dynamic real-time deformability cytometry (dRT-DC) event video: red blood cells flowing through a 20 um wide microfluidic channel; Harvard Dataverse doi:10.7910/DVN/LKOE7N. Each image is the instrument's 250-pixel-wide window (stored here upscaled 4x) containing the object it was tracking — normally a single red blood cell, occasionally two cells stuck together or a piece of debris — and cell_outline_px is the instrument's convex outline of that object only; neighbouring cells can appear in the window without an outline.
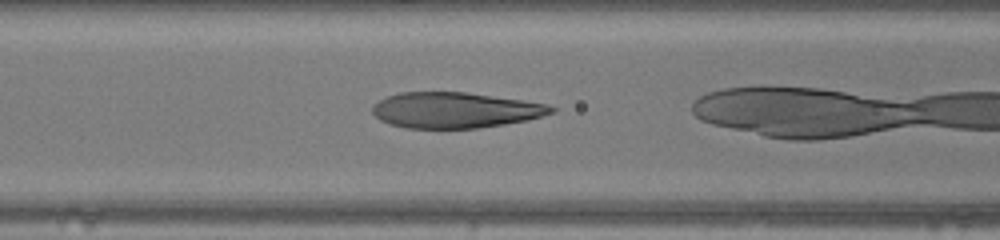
{"species": "human", "species_latin": "Homo sapiens", "temperature_condition": "warm", "stored_images_in_passage": 16, "camera_frame_rate_fps": 3000, "um_per_image_px": 0.085, "donor": {"sex": "female"}, "frame": {"image": 1, "passage_image": 3, "time_ms": 0.667, "image_size_px": [1000, 240], "cell_outline_px": [[556, 112], [528, 120], [504, 124], [476, 128], [404, 128], [388, 124], [380, 120], [372, 112], [372, 108], [380, 100], [388, 96], [400, 92], [464, 92], [548, 104], [556, 108]], "centroid_in_image_um": [38.69, 9.37], "position_along_channel_um": 127.9, "area_um2": 37.05}}
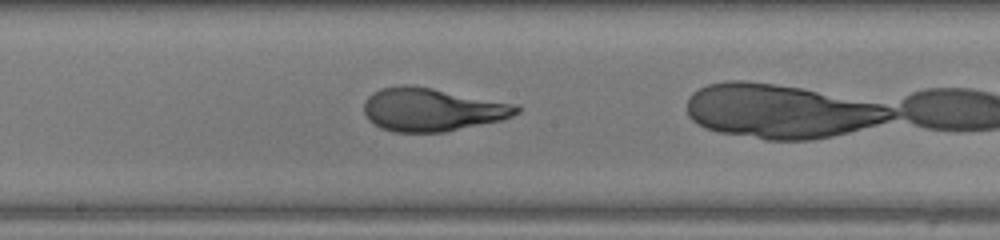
{"frame": {"image": 2, "passage_image": 9, "time_ms": 2.667, "image_size_px": [1000, 240], "cell_outline_px": [[520, 112], [512, 116], [500, 120], [444, 132], [392, 132], [380, 128], [368, 120], [364, 112], [364, 100], [372, 92], [380, 88], [400, 84], [408, 84], [432, 88], [516, 104], [520, 108]], "centroid_in_image_um": [36.66, 9.31], "position_along_channel_um": 211.5, "area_um2": 38.49}}
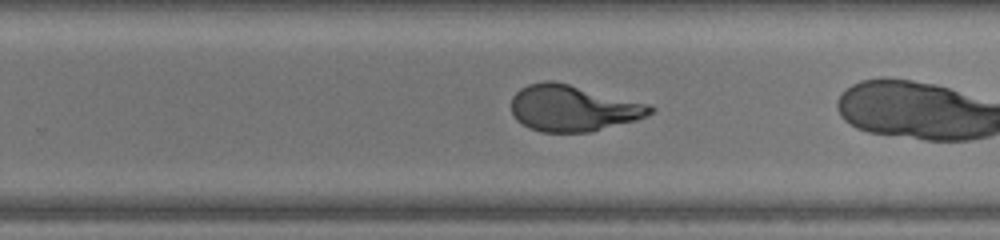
{"frame": {"image": 3, "passage_image": 14, "time_ms": 4.333, "image_size_px": [1000, 240], "cell_outline_px": [[656, 108], [648, 116], [636, 120], [592, 132], [540, 132], [528, 128], [516, 120], [512, 116], [512, 96], [520, 88], [528, 84], [544, 80], [552, 80], [652, 104]], "centroid_in_image_um": [48.71, 9.2], "position_along_channel_um": 281.1, "area_um2": 37.86}}